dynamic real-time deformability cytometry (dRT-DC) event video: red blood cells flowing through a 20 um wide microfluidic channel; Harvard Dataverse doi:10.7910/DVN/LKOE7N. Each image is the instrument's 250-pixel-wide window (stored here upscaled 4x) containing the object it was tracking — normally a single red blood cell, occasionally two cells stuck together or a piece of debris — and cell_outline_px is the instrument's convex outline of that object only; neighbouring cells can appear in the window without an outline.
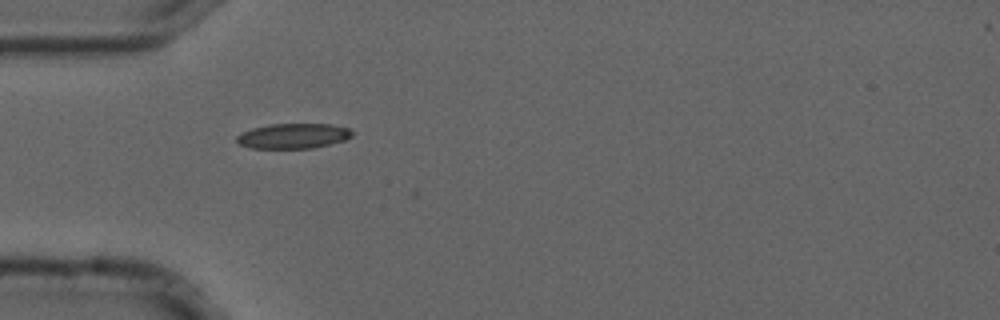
{"species": "common noctule bat (a hibernating species)", "species_latin": "Nyctalus noctula", "temperature_condition": "cold", "stored_images_in_passage": 39, "camera_frame_rate_fps": 3000, "um_per_image_px": 0.085, "animal": {"sex": "male", "forearm_length_mm": 52.5}, "frame": {"image": 1, "passage_image": 1, "time_ms": 0.0, "image_size_px": [1000, 320], "cell_outline_px": [[352, 136], [344, 140], [312, 148], [248, 148], [240, 144], [236, 140], [236, 136], [252, 128], [268, 124], [332, 124], [348, 128], [352, 132]], "centroid_in_image_um": [24.9, 11.55], "position_along_channel_um": 60.1, "area_um2": 16.76}}
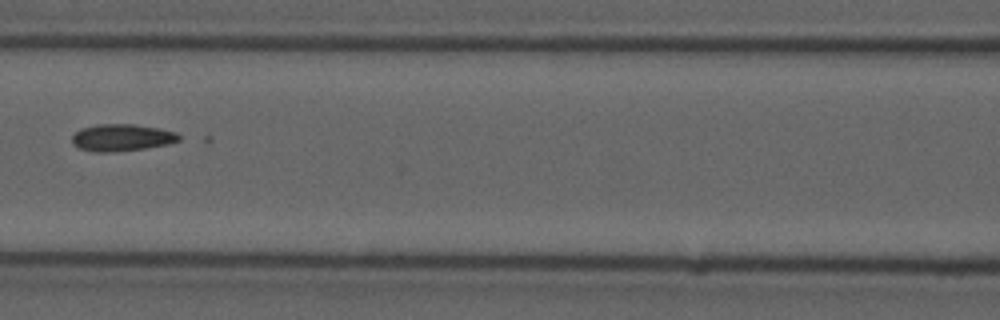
{"frame": {"image": 2, "passage_image": 9, "time_ms": 2.667, "image_size_px": [1000, 320], "cell_outline_px": [[180, 140], [168, 144], [144, 148], [108, 152], [96, 152], [80, 148], [72, 144], [72, 136], [80, 128], [100, 124], [132, 124], [160, 128], [176, 132], [180, 136]], "centroid_in_image_um": [10.35, 11.68], "position_along_channel_um": 156.3, "area_um2": 16.7}}
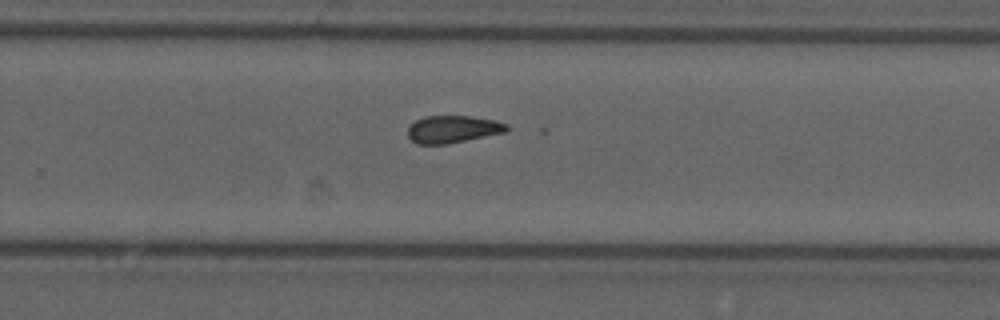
{"frame": {"image": 3, "passage_image": 20, "time_ms": 6.333, "image_size_px": [1000, 320], "cell_outline_px": [[508, 128], [504, 132], [448, 144], [416, 144], [408, 136], [408, 128], [416, 120], [424, 116], [472, 116], [496, 120], [508, 124]], "centroid_in_image_um": [38.48, 10.98], "position_along_channel_um": 291.3, "area_um2": 15.72}}